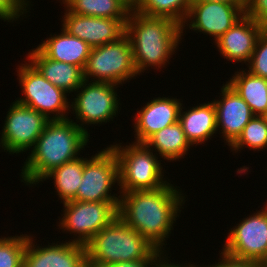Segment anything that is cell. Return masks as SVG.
Wrapping results in <instances>:
<instances>
[{"label": "cell", "instance_id": "6da1fadb", "mask_svg": "<svg viewBox=\"0 0 267 267\" xmlns=\"http://www.w3.org/2000/svg\"><path fill=\"white\" fill-rule=\"evenodd\" d=\"M174 185L170 182L156 190L119 192L118 217L157 250L165 252L166 240L187 201L180 187Z\"/></svg>", "mask_w": 267, "mask_h": 267}, {"label": "cell", "instance_id": "7a4b0ae2", "mask_svg": "<svg viewBox=\"0 0 267 267\" xmlns=\"http://www.w3.org/2000/svg\"><path fill=\"white\" fill-rule=\"evenodd\" d=\"M89 138L73 119L50 120L22 164L21 182L29 187L41 183L53 169L78 158Z\"/></svg>", "mask_w": 267, "mask_h": 267}, {"label": "cell", "instance_id": "3957f363", "mask_svg": "<svg viewBox=\"0 0 267 267\" xmlns=\"http://www.w3.org/2000/svg\"><path fill=\"white\" fill-rule=\"evenodd\" d=\"M125 34L130 39L139 76L150 67L165 68L183 39L182 27L175 21L143 15L134 9L128 15Z\"/></svg>", "mask_w": 267, "mask_h": 267}, {"label": "cell", "instance_id": "277c9868", "mask_svg": "<svg viewBox=\"0 0 267 267\" xmlns=\"http://www.w3.org/2000/svg\"><path fill=\"white\" fill-rule=\"evenodd\" d=\"M88 267L147 259L156 248L118 216L85 245Z\"/></svg>", "mask_w": 267, "mask_h": 267}, {"label": "cell", "instance_id": "5b68a950", "mask_svg": "<svg viewBox=\"0 0 267 267\" xmlns=\"http://www.w3.org/2000/svg\"><path fill=\"white\" fill-rule=\"evenodd\" d=\"M113 144L109 146L119 164L118 192L156 190L169 184L164 177L161 158L144 143L133 141L126 146L116 142Z\"/></svg>", "mask_w": 267, "mask_h": 267}, {"label": "cell", "instance_id": "8992f818", "mask_svg": "<svg viewBox=\"0 0 267 267\" xmlns=\"http://www.w3.org/2000/svg\"><path fill=\"white\" fill-rule=\"evenodd\" d=\"M84 80L123 85L138 77L129 37L91 49L83 69Z\"/></svg>", "mask_w": 267, "mask_h": 267}, {"label": "cell", "instance_id": "52a82bcc", "mask_svg": "<svg viewBox=\"0 0 267 267\" xmlns=\"http://www.w3.org/2000/svg\"><path fill=\"white\" fill-rule=\"evenodd\" d=\"M20 65L16 68V76L23 96L16 102L35 109L49 120L71 118L67 116L70 112L69 95L51 84L30 62L24 61Z\"/></svg>", "mask_w": 267, "mask_h": 267}, {"label": "cell", "instance_id": "ba28073f", "mask_svg": "<svg viewBox=\"0 0 267 267\" xmlns=\"http://www.w3.org/2000/svg\"><path fill=\"white\" fill-rule=\"evenodd\" d=\"M118 87L112 83L84 80L70 103V112L73 111L71 114L76 116L74 123H79L77 125L88 133L89 124L90 127L92 124L96 126L113 121L122 109L116 92Z\"/></svg>", "mask_w": 267, "mask_h": 267}, {"label": "cell", "instance_id": "9c48e42d", "mask_svg": "<svg viewBox=\"0 0 267 267\" xmlns=\"http://www.w3.org/2000/svg\"><path fill=\"white\" fill-rule=\"evenodd\" d=\"M118 205L119 202L67 201L63 203V217L57 226L73 234L69 242L86 245L118 216Z\"/></svg>", "mask_w": 267, "mask_h": 267}, {"label": "cell", "instance_id": "30bf717a", "mask_svg": "<svg viewBox=\"0 0 267 267\" xmlns=\"http://www.w3.org/2000/svg\"><path fill=\"white\" fill-rule=\"evenodd\" d=\"M116 183L119 185L118 159L107 146L92 157L84 158L83 178L73 201L119 202L120 194H111Z\"/></svg>", "mask_w": 267, "mask_h": 267}, {"label": "cell", "instance_id": "8fae6325", "mask_svg": "<svg viewBox=\"0 0 267 267\" xmlns=\"http://www.w3.org/2000/svg\"><path fill=\"white\" fill-rule=\"evenodd\" d=\"M265 205V206H264ZM228 231L222 253L237 260L259 262L267 253V201Z\"/></svg>", "mask_w": 267, "mask_h": 267}, {"label": "cell", "instance_id": "7c38bea8", "mask_svg": "<svg viewBox=\"0 0 267 267\" xmlns=\"http://www.w3.org/2000/svg\"><path fill=\"white\" fill-rule=\"evenodd\" d=\"M49 121L35 109L14 100L0 131V149L16 155L30 151Z\"/></svg>", "mask_w": 267, "mask_h": 267}, {"label": "cell", "instance_id": "4fadbf2b", "mask_svg": "<svg viewBox=\"0 0 267 267\" xmlns=\"http://www.w3.org/2000/svg\"><path fill=\"white\" fill-rule=\"evenodd\" d=\"M245 15L242 7L221 2L191 3L187 17L183 22L182 36L186 28L196 33L209 35L214 41L225 34ZM186 24V25H185ZM186 26V28H184ZM198 31V32H197Z\"/></svg>", "mask_w": 267, "mask_h": 267}, {"label": "cell", "instance_id": "5bb4252c", "mask_svg": "<svg viewBox=\"0 0 267 267\" xmlns=\"http://www.w3.org/2000/svg\"><path fill=\"white\" fill-rule=\"evenodd\" d=\"M64 11L62 27L70 35L85 41L91 48L115 42L125 34L127 19L79 15L67 8Z\"/></svg>", "mask_w": 267, "mask_h": 267}, {"label": "cell", "instance_id": "9a60e30c", "mask_svg": "<svg viewBox=\"0 0 267 267\" xmlns=\"http://www.w3.org/2000/svg\"><path fill=\"white\" fill-rule=\"evenodd\" d=\"M33 237L28 235L23 267H88L85 245L66 240L39 246Z\"/></svg>", "mask_w": 267, "mask_h": 267}, {"label": "cell", "instance_id": "2e32d148", "mask_svg": "<svg viewBox=\"0 0 267 267\" xmlns=\"http://www.w3.org/2000/svg\"><path fill=\"white\" fill-rule=\"evenodd\" d=\"M220 100L214 99L217 131L220 130L225 145L230 146L241 134L245 125L255 116L249 105L227 82L220 91Z\"/></svg>", "mask_w": 267, "mask_h": 267}, {"label": "cell", "instance_id": "e0dca14e", "mask_svg": "<svg viewBox=\"0 0 267 267\" xmlns=\"http://www.w3.org/2000/svg\"><path fill=\"white\" fill-rule=\"evenodd\" d=\"M183 101L170 97H155L145 103L134 118L135 143H144L157 131L178 122Z\"/></svg>", "mask_w": 267, "mask_h": 267}, {"label": "cell", "instance_id": "ac0fdd59", "mask_svg": "<svg viewBox=\"0 0 267 267\" xmlns=\"http://www.w3.org/2000/svg\"><path fill=\"white\" fill-rule=\"evenodd\" d=\"M266 28L244 15L214 44L227 61L248 63L256 47L259 36Z\"/></svg>", "mask_w": 267, "mask_h": 267}, {"label": "cell", "instance_id": "d6986e66", "mask_svg": "<svg viewBox=\"0 0 267 267\" xmlns=\"http://www.w3.org/2000/svg\"><path fill=\"white\" fill-rule=\"evenodd\" d=\"M25 57L51 84L67 94H75L84 81L81 67L47 58L37 47Z\"/></svg>", "mask_w": 267, "mask_h": 267}, {"label": "cell", "instance_id": "ffe728a7", "mask_svg": "<svg viewBox=\"0 0 267 267\" xmlns=\"http://www.w3.org/2000/svg\"><path fill=\"white\" fill-rule=\"evenodd\" d=\"M185 110L183 103L178 122L192 147L208 142L218 132L216 109L213 101L202 103Z\"/></svg>", "mask_w": 267, "mask_h": 267}, {"label": "cell", "instance_id": "44dd1931", "mask_svg": "<svg viewBox=\"0 0 267 267\" xmlns=\"http://www.w3.org/2000/svg\"><path fill=\"white\" fill-rule=\"evenodd\" d=\"M62 32L43 40L37 48L47 57L84 69L91 47L78 37L70 35L63 27Z\"/></svg>", "mask_w": 267, "mask_h": 267}, {"label": "cell", "instance_id": "7402d4cb", "mask_svg": "<svg viewBox=\"0 0 267 267\" xmlns=\"http://www.w3.org/2000/svg\"><path fill=\"white\" fill-rule=\"evenodd\" d=\"M243 69L235 71L227 83L249 105L255 116H264L267 113V79Z\"/></svg>", "mask_w": 267, "mask_h": 267}, {"label": "cell", "instance_id": "603a6c76", "mask_svg": "<svg viewBox=\"0 0 267 267\" xmlns=\"http://www.w3.org/2000/svg\"><path fill=\"white\" fill-rule=\"evenodd\" d=\"M144 144L168 162L184 159L192 146L179 122L157 131Z\"/></svg>", "mask_w": 267, "mask_h": 267}, {"label": "cell", "instance_id": "cb8c5ba5", "mask_svg": "<svg viewBox=\"0 0 267 267\" xmlns=\"http://www.w3.org/2000/svg\"><path fill=\"white\" fill-rule=\"evenodd\" d=\"M84 157H78L72 161L53 169L41 182L53 179L56 194L60 203L73 200L76 197L79 185L83 178Z\"/></svg>", "mask_w": 267, "mask_h": 267}, {"label": "cell", "instance_id": "d4e9b609", "mask_svg": "<svg viewBox=\"0 0 267 267\" xmlns=\"http://www.w3.org/2000/svg\"><path fill=\"white\" fill-rule=\"evenodd\" d=\"M63 7L79 15L100 18L128 19L132 10L122 0H60Z\"/></svg>", "mask_w": 267, "mask_h": 267}, {"label": "cell", "instance_id": "484cf974", "mask_svg": "<svg viewBox=\"0 0 267 267\" xmlns=\"http://www.w3.org/2000/svg\"><path fill=\"white\" fill-rule=\"evenodd\" d=\"M191 3V0H140L134 10L151 17L169 18L183 25Z\"/></svg>", "mask_w": 267, "mask_h": 267}, {"label": "cell", "instance_id": "4316f807", "mask_svg": "<svg viewBox=\"0 0 267 267\" xmlns=\"http://www.w3.org/2000/svg\"><path fill=\"white\" fill-rule=\"evenodd\" d=\"M238 153L244 148L263 151L267 149V121L264 116H254L244 127L238 138L229 146Z\"/></svg>", "mask_w": 267, "mask_h": 267}, {"label": "cell", "instance_id": "83f0119b", "mask_svg": "<svg viewBox=\"0 0 267 267\" xmlns=\"http://www.w3.org/2000/svg\"><path fill=\"white\" fill-rule=\"evenodd\" d=\"M28 235L0 238V267H23Z\"/></svg>", "mask_w": 267, "mask_h": 267}, {"label": "cell", "instance_id": "f1b7e54d", "mask_svg": "<svg viewBox=\"0 0 267 267\" xmlns=\"http://www.w3.org/2000/svg\"><path fill=\"white\" fill-rule=\"evenodd\" d=\"M250 73L267 79V28L259 36L250 61L246 64Z\"/></svg>", "mask_w": 267, "mask_h": 267}, {"label": "cell", "instance_id": "f546056e", "mask_svg": "<svg viewBox=\"0 0 267 267\" xmlns=\"http://www.w3.org/2000/svg\"><path fill=\"white\" fill-rule=\"evenodd\" d=\"M33 6L30 2V0H0V19L4 22H13L18 19L20 20V17L27 16V12H29V9L31 10V6ZM28 9V11H27Z\"/></svg>", "mask_w": 267, "mask_h": 267}, {"label": "cell", "instance_id": "4dcf8cb0", "mask_svg": "<svg viewBox=\"0 0 267 267\" xmlns=\"http://www.w3.org/2000/svg\"><path fill=\"white\" fill-rule=\"evenodd\" d=\"M245 15L267 28V0H247Z\"/></svg>", "mask_w": 267, "mask_h": 267}, {"label": "cell", "instance_id": "1f68e13d", "mask_svg": "<svg viewBox=\"0 0 267 267\" xmlns=\"http://www.w3.org/2000/svg\"><path fill=\"white\" fill-rule=\"evenodd\" d=\"M219 261L215 264L205 265L206 267H260L259 262L254 261H245V260H237L231 257L226 256L222 252L219 251Z\"/></svg>", "mask_w": 267, "mask_h": 267}, {"label": "cell", "instance_id": "d6a6232c", "mask_svg": "<svg viewBox=\"0 0 267 267\" xmlns=\"http://www.w3.org/2000/svg\"><path fill=\"white\" fill-rule=\"evenodd\" d=\"M165 254V255H164ZM168 253H165L164 251H160L156 256H155V259L152 263V266L151 267H193L195 265L194 264H191V263H178V264H175L171 261H169L168 258H170L169 256H167Z\"/></svg>", "mask_w": 267, "mask_h": 267}, {"label": "cell", "instance_id": "836d02e7", "mask_svg": "<svg viewBox=\"0 0 267 267\" xmlns=\"http://www.w3.org/2000/svg\"><path fill=\"white\" fill-rule=\"evenodd\" d=\"M160 252V250H155L147 259L131 261V262H118L110 264L106 267H151L155 259V256Z\"/></svg>", "mask_w": 267, "mask_h": 267}, {"label": "cell", "instance_id": "e575fe53", "mask_svg": "<svg viewBox=\"0 0 267 267\" xmlns=\"http://www.w3.org/2000/svg\"><path fill=\"white\" fill-rule=\"evenodd\" d=\"M192 3L195 2H221L230 5H235L237 7H242L244 10L246 9L247 0H191Z\"/></svg>", "mask_w": 267, "mask_h": 267}, {"label": "cell", "instance_id": "d590c367", "mask_svg": "<svg viewBox=\"0 0 267 267\" xmlns=\"http://www.w3.org/2000/svg\"><path fill=\"white\" fill-rule=\"evenodd\" d=\"M125 2L131 9H135V7L138 5L140 0H122Z\"/></svg>", "mask_w": 267, "mask_h": 267}, {"label": "cell", "instance_id": "8d00e7d4", "mask_svg": "<svg viewBox=\"0 0 267 267\" xmlns=\"http://www.w3.org/2000/svg\"><path fill=\"white\" fill-rule=\"evenodd\" d=\"M259 266L260 267H267V253L265 256L259 261Z\"/></svg>", "mask_w": 267, "mask_h": 267}, {"label": "cell", "instance_id": "74e56055", "mask_svg": "<svg viewBox=\"0 0 267 267\" xmlns=\"http://www.w3.org/2000/svg\"><path fill=\"white\" fill-rule=\"evenodd\" d=\"M193 267H201V266H199V265H194ZM202 267H206V266L203 265Z\"/></svg>", "mask_w": 267, "mask_h": 267}]
</instances>
